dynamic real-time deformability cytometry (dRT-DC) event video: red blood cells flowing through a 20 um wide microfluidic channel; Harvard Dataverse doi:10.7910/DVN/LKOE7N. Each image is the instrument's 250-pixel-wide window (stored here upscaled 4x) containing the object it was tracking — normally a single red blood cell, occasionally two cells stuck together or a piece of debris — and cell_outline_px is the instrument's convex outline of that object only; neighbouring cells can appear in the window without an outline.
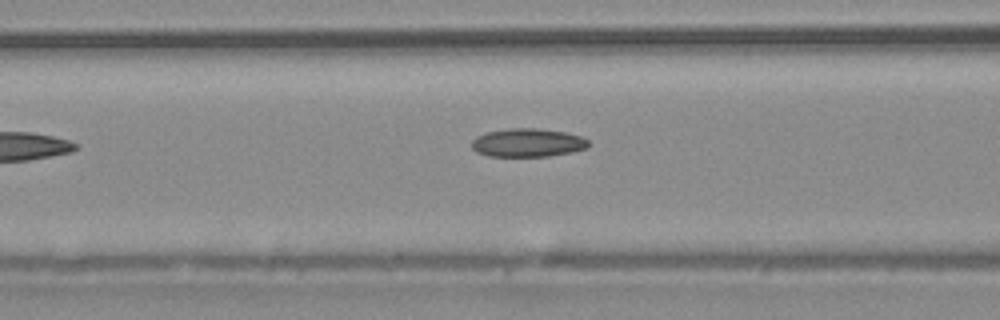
{"species": "common noctule bat (a hibernating species)", "species_latin": "Nyctalus noctula", "temperature_condition": "warm", "stored_images_in_passage": 30, "camera_frame_rate_fps": 3000, "um_per_image_px": 0.085, "animal": {"sex": "male", "body_mass_g": 20.4}, "frame": {"image": 1, "passage_image": 7, "time_ms": 2.0, "image_size_px": [1000, 320], "cell_outline_px": [[588, 148], [572, 152], [548, 156], [488, 156], [476, 152], [472, 148], [472, 140], [476, 136], [488, 132], [508, 128], [536, 128], [564, 132], [580, 136], [588, 140]], "centroid_in_image_um": [44.84, 12.13], "position_along_channel_um": 121.8, "area_um2": 19.31}}
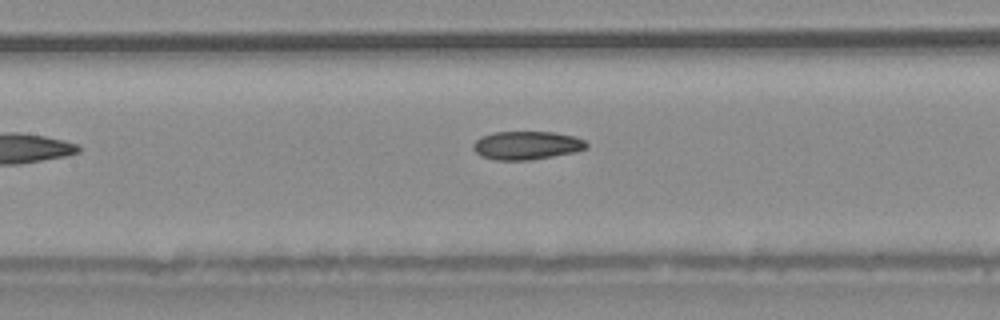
{"frame": {"image": 2, "passage_image": 10, "time_ms": 3.0, "image_size_px": [1000, 320], "cell_outline_px": [[588, 148], [576, 152], [528, 160], [496, 160], [480, 156], [472, 148], [472, 144], [480, 136], [492, 132], [556, 132], [576, 136], [584, 140], [588, 144]], "centroid_in_image_um": [44.77, 12.35], "position_along_channel_um": 162.6, "area_um2": 18.96}}
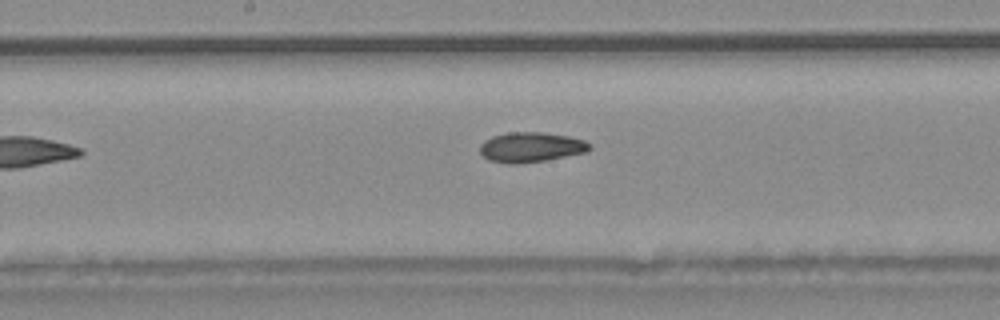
{"frame": {"image": 3, "passage_image": 13, "time_ms": 4.0, "image_size_px": [1000, 320], "cell_outline_px": [[592, 148], [588, 152], [544, 160], [516, 164], [508, 164], [488, 160], [480, 152], [480, 144], [484, 140], [492, 136], [508, 132], [544, 132], [568, 136], [584, 140], [592, 144]], "centroid_in_image_um": [45.14, 12.5], "position_along_channel_um": 203.1, "area_um2": 19.31}, "authors_computed_cell_mechanics": {"area_um2": 18.9584, "velocity_mm_per_s": 4.0538, "shape_relaxation_time_tau1_ms": 8.8199, "shape_relaxation_time_tau2_ms": 6.5949, "deformation_change_tau1": 0.1548, "deformation_change_tau2": 0.1273}}